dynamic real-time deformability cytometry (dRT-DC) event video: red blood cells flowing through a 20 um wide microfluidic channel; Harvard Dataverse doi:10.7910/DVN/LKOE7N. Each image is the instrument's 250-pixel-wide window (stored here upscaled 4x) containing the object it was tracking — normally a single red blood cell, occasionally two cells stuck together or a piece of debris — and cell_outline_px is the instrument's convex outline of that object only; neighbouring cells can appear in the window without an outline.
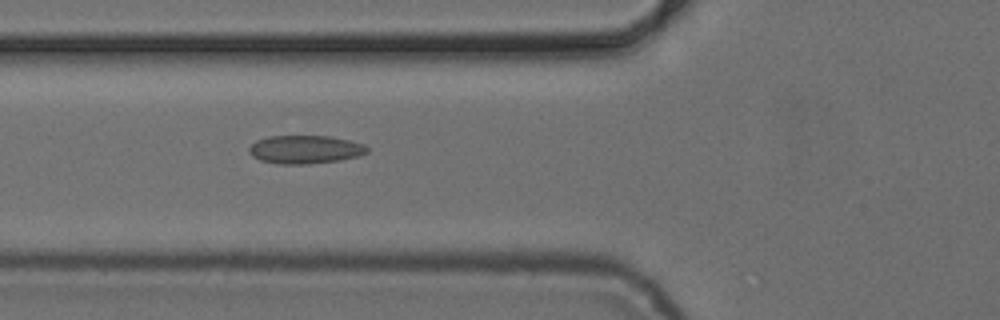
{"species": "common noctule bat (a hibernating species)", "species_latin": "Nyctalus noctula", "temperature_condition": "cold", "stored_images_in_passage": 6, "camera_frame_rate_fps": 3000, "um_per_image_px": 0.085, "animal": {"sex": "female", "body_mass_g": 24.6, "forearm_length_mm": 56.2}, "frame": {"image": 1, "passage_image": 6, "time_ms": 6.667, "image_size_px": [1000, 320], "cell_outline_px": [[368, 152], [360, 156], [340, 160], [308, 164], [276, 164], [260, 160], [252, 156], [248, 152], [248, 148], [256, 140], [268, 136], [332, 136], [364, 144], [368, 148]], "centroid_in_image_um": [25.92, 12.71], "position_along_channel_um": 99.9, "area_um2": 19.65}}